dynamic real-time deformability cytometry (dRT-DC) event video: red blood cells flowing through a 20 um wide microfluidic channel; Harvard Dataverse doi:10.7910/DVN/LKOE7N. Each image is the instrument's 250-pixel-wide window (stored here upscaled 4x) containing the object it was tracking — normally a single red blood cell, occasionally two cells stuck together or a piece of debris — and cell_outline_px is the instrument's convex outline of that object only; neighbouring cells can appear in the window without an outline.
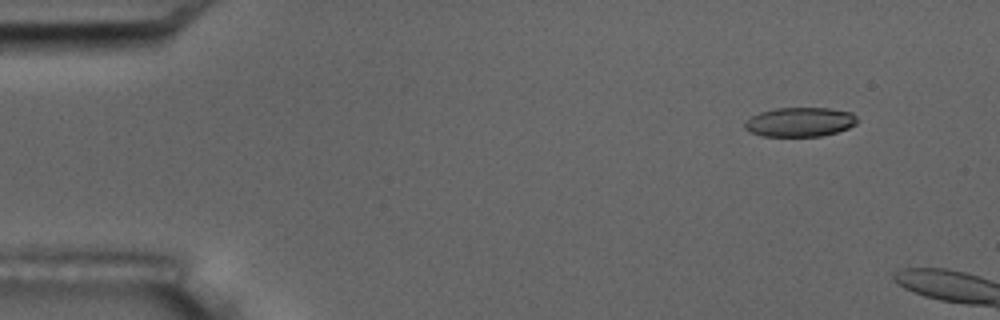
{"species": "common noctule bat (a hibernating species)", "species_latin": "Nyctalus noctula", "temperature_condition": "room temperature", "stored_images_in_passage": 3, "camera_frame_rate_fps": 3000, "um_per_image_px": 0.085, "animal": {"sex": "male", "body_mass_g": 17.5, "forearm_length_mm": 52.3}, "frame": {"image": 1, "passage_image": 1, "time_ms": 0.0, "image_size_px": [1000, 320], "cell_outline_px": [[860, 120], [856, 124], [848, 128], [836, 132], [820, 136], [760, 136], [744, 128], [744, 120], [760, 112], [776, 108], [828, 108], [852, 112]], "centroid_in_image_um": [68.0, 10.37], "position_along_channel_um": 17.0, "area_um2": 19.31}}